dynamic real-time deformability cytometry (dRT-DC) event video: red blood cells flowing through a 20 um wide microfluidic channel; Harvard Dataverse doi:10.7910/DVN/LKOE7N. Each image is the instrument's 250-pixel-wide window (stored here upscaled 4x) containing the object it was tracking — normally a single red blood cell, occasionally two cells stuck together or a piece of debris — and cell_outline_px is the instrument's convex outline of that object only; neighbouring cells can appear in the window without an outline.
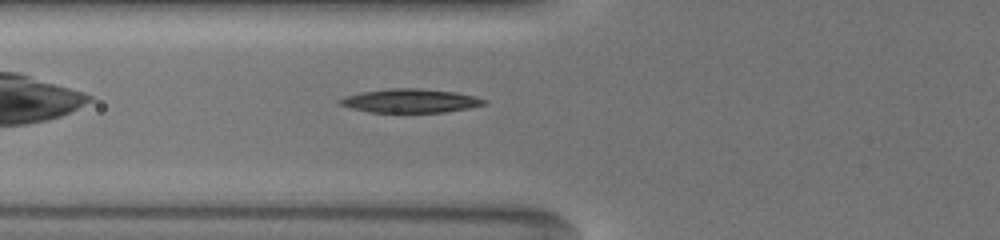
{"species": "common noctule bat (a hibernating species)", "species_latin": "Nyctalus noctula", "temperature_condition": "warm", "stored_images_in_passage": 54, "camera_frame_rate_fps": 3000, "um_per_image_px": 0.085, "animal": {"sex": "female", "body_mass_g": 19.5, "forearm_length_mm": 54.1}, "frame": {"image": 1, "passage_image": 8, "time_ms": 1.667, "image_size_px": [1000, 240], "cell_outline_px": [[488, 100], [484, 104], [468, 108], [444, 112], [368, 112], [352, 108], [340, 104], [340, 100], [348, 96], [360, 92], [392, 88], [416, 88], [452, 92], [472, 96]], "centroid_in_image_um": [34.87, 8.57], "position_along_channel_um": 90.9, "area_um2": 19.48}}
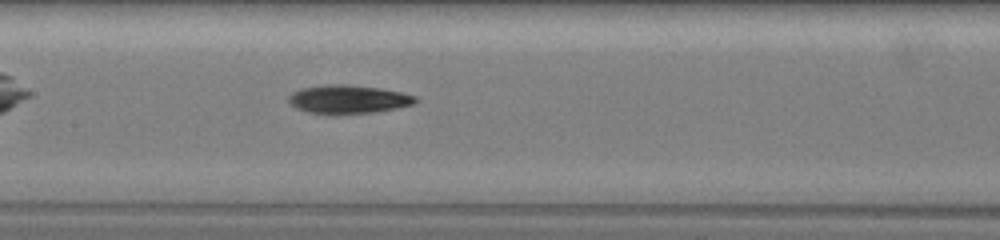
{"frame": {"image": 2, "passage_image": 18, "time_ms": 4.0, "image_size_px": [1000, 240], "cell_outline_px": [[416, 100], [412, 104], [372, 112], [308, 112], [292, 104], [288, 100], [288, 96], [292, 92], [304, 88], [324, 84], [348, 84], [380, 88], [400, 92], [416, 96]], "centroid_in_image_um": [29.59, 8.39], "position_along_channel_um": 177.8, "area_um2": 20.11}}
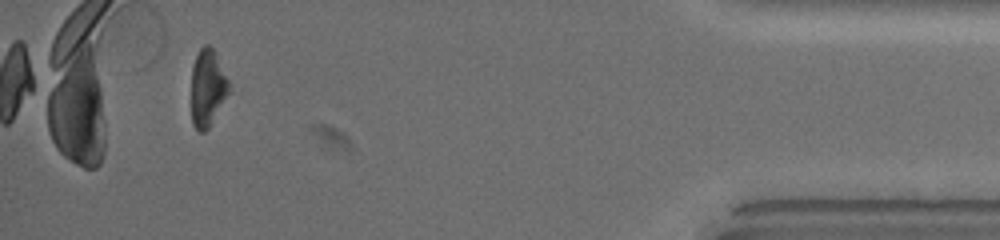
{"frame": {"image": 3, "passage_image": 51, "time_ms": 12.0, "image_size_px": [1000, 240], "cell_outline_px": [[228, 92], [208, 128], [204, 132], [200, 132], [192, 124], [192, 68], [196, 56], [200, 48], [204, 44], [208, 44], [216, 52], [228, 80]], "centroid_in_image_um": [17.62, 7.43], "position_along_channel_um": 417.6, "area_um2": 16.47}, "authors_computed_cell_mechanics": {"area_um2": 19.7676, "velocity_mm_per_s": 3.6977, "shape_relaxation_time_tau1_ms": 4.102, "shape_relaxation_time_tau2_ms": null, "deformation_change_tau1": 0.1474, "deformation_change_tau2": null}}